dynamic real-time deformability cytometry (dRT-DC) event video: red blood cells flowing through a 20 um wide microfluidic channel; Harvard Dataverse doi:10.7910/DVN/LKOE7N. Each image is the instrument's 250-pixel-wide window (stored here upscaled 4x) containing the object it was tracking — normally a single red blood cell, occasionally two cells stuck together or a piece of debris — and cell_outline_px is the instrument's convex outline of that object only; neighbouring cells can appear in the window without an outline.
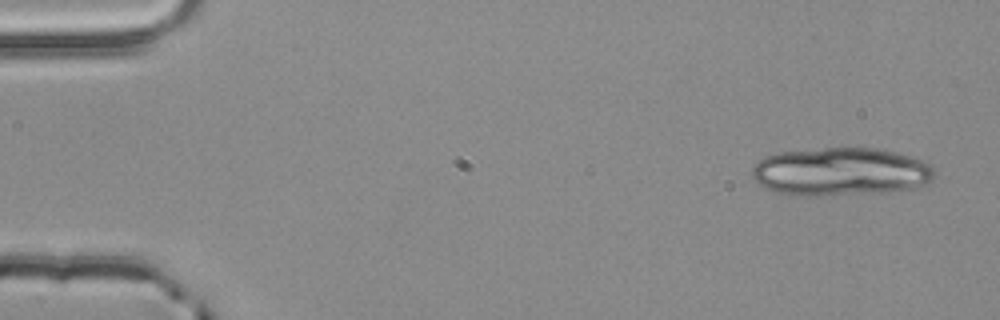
{"species": "common noctule bat (a hibernating species)", "species_latin": "Nyctalus noctula", "temperature_condition": "room temperature", "stored_images_in_passage": 4, "camera_frame_rate_fps": 3000, "um_per_image_px": 0.085, "animal": {"sex": "male", "body_mass_g": 20.4}, "frame": {"image": 1, "passage_image": 1, "time_ms": 0.0, "image_size_px": [1000, 320], "cell_outline_px": [[936, 172], [932, 180], [916, 188], [884, 192], [820, 196], [800, 196], [772, 192], [756, 184], [752, 176], [752, 168], [764, 156], [780, 152], [824, 148], [876, 148], [896, 152], [912, 156], [924, 160]], "centroid_in_image_um": [71.43, 14.61], "position_along_channel_um": 13.6, "area_um2": 51.79}}